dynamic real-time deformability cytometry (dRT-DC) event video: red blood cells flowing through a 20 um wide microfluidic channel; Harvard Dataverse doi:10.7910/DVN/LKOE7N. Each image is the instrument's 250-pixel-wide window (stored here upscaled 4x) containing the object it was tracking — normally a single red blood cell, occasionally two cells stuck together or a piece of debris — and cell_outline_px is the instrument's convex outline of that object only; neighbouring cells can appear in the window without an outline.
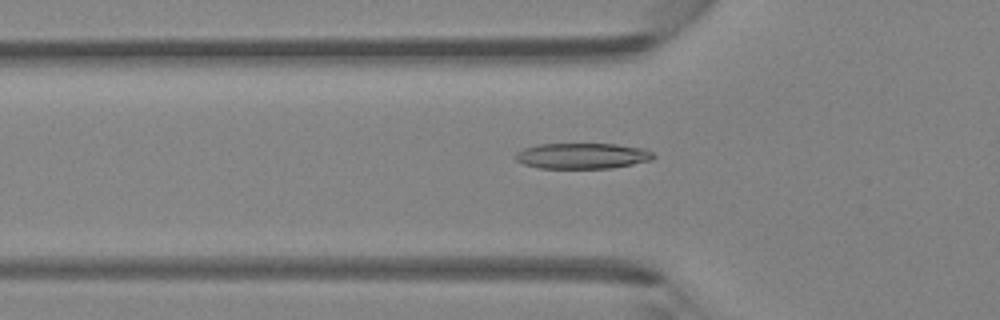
{"species": "Egyptian fruit bat (a non-hibernating species)", "species_latin": "Rousettus aegyptiacus", "temperature_condition": "room temperature", "stored_images_in_passage": 42, "camera_frame_rate_fps": 3000, "um_per_image_px": 0.085, "animal": {"sex": "female"}, "frame": {"image": 1, "passage_image": 16, "time_ms": 5.0, "image_size_px": [1000, 320], "cell_outline_px": [[656, 156], [652, 160], [612, 168], [540, 168], [524, 164], [516, 160], [516, 152], [524, 148], [536, 144], [616, 144], [644, 148], [652, 152]], "centroid_in_image_um": [49.51, 13.24], "position_along_channel_um": 76.3, "area_um2": 20.69}}
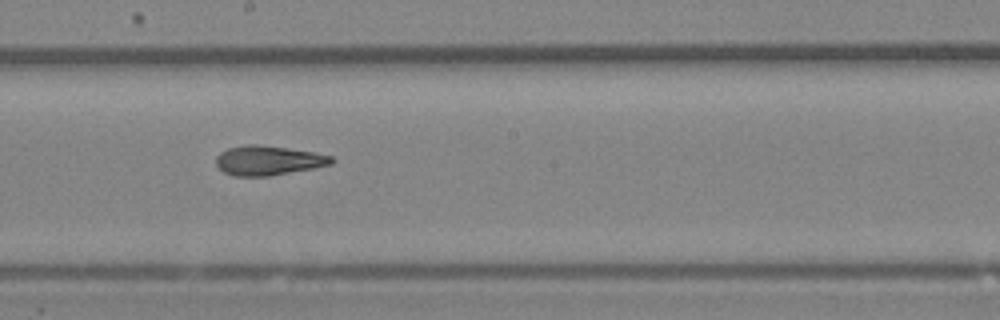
{"frame": {"image": 2, "passage_image": 26, "time_ms": 8.333, "image_size_px": [1000, 320], "cell_outline_px": [[336, 160], [332, 164], [312, 168], [268, 176], [232, 176], [224, 172], [216, 164], [216, 156], [220, 152], [228, 148], [248, 144], [256, 144], [288, 148], [312, 152], [332, 156]], "centroid_in_image_um": [22.78, 13.63], "position_along_channel_um": 225.4, "area_um2": 19.77}}
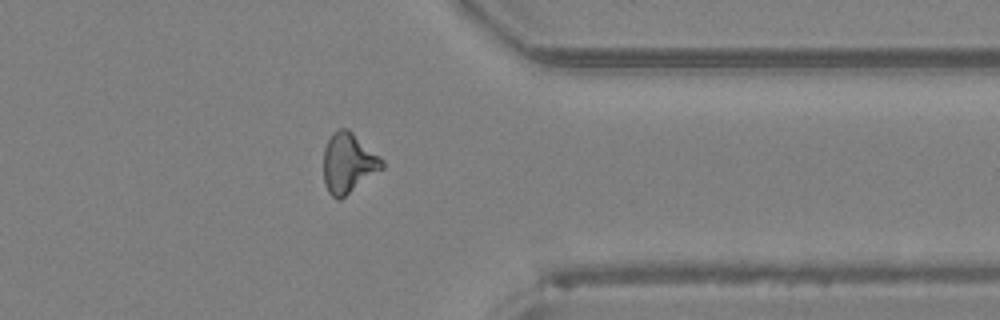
{"frame": {"image": 3, "passage_image": 37, "time_ms": 12.0, "image_size_px": [1000, 320], "cell_outline_px": [[384, 168], [340, 200], [336, 200], [328, 192], [324, 184], [324, 148], [332, 132], [340, 128], [348, 128], [380, 156], [384, 160]], "centroid_in_image_um": [29.61, 13.87], "position_along_channel_um": 381.8, "area_um2": 20.63}}